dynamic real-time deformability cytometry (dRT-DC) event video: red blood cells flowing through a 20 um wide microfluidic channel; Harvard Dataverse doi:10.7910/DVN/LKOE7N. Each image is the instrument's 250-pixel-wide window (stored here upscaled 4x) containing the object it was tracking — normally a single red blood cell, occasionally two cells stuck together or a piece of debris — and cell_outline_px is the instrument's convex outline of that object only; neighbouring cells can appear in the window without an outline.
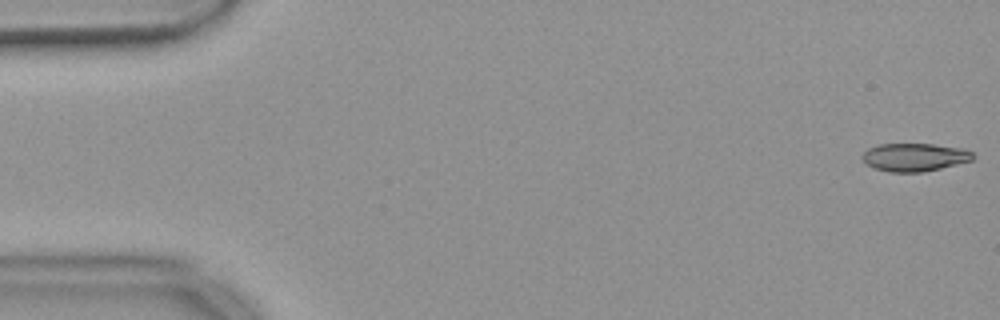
{"species": "common noctule bat (a hibernating species)", "species_latin": "Nyctalus noctula", "temperature_condition": "warm", "stored_images_in_passage": 55, "camera_frame_rate_fps": 3000, "um_per_image_px": 0.085, "animal": {"sex": "female", "body_mass_g": 18.4}, "frame": {"image": 1, "passage_image": 1, "time_ms": 0.0, "image_size_px": [1000, 320], "cell_outline_px": [[976, 156], [972, 160], [924, 172], [888, 172], [876, 168], [868, 164], [860, 156], [868, 148], [880, 144], [936, 144], [964, 148], [972, 152]], "centroid_in_image_um": [77.76, 13.35], "position_along_channel_um": 7.2, "area_um2": 18.09}}
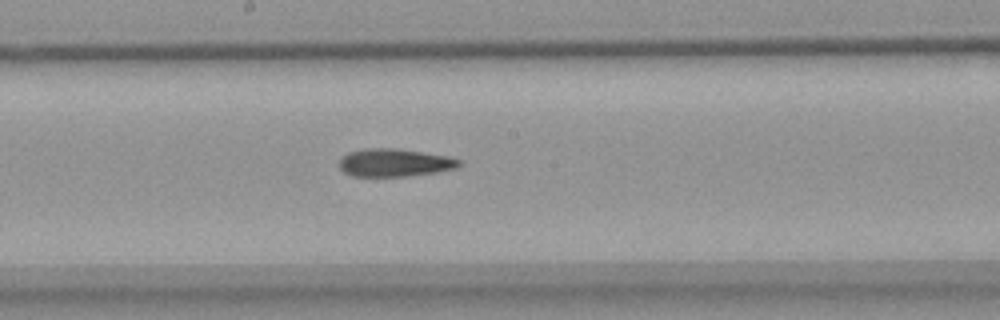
{"frame": {"image": 2, "passage_image": 29, "time_ms": 9.333, "image_size_px": [1000, 320], "cell_outline_px": [[460, 164], [456, 168], [436, 172], [408, 176], [352, 176], [344, 172], [340, 168], [340, 156], [348, 152], [364, 148], [400, 148], [448, 156], [460, 160]], "centroid_in_image_um": [33.51, 13.81], "position_along_channel_um": 214.7, "area_um2": 19.59}}
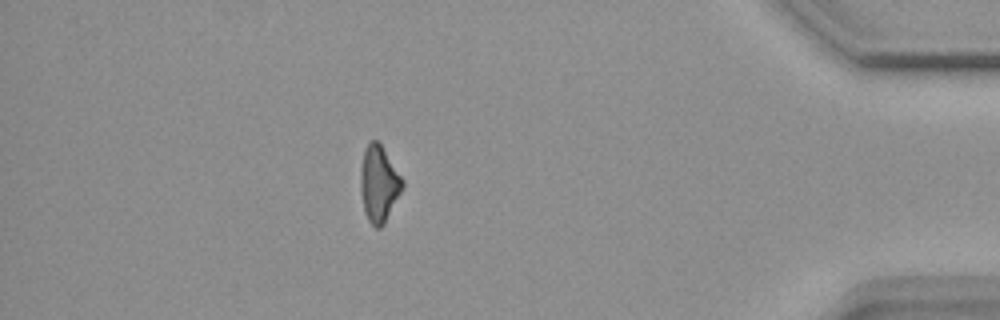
{"frame": {"image": 3, "passage_image": 48, "time_ms": 15.667, "image_size_px": [1000, 320], "cell_outline_px": [[404, 188], [384, 224], [380, 228], [376, 228], [368, 220], [364, 212], [360, 188], [360, 168], [364, 148], [368, 140], [376, 140], [380, 144], [404, 180]], "centroid_in_image_um": [32.2, 15.62], "position_along_channel_um": 403.0, "area_um2": 18.84}}